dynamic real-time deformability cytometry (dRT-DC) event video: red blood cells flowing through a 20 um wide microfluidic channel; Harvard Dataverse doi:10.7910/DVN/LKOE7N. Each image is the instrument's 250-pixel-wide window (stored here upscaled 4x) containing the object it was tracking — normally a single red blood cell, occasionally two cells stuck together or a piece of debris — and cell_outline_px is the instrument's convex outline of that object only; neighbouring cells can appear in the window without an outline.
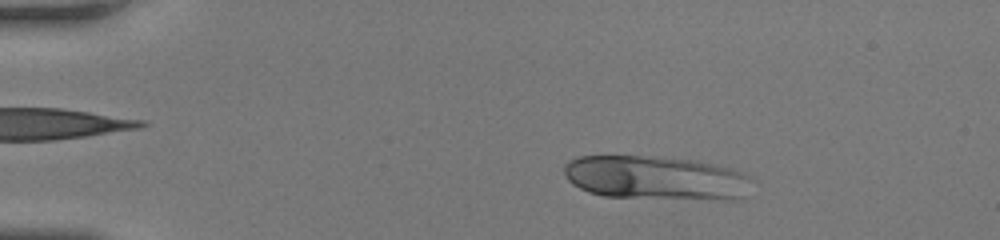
{"species": "human", "species_latin": "Homo sapiens", "temperature_condition": "room temperature", "stored_images_in_passage": 48, "camera_frame_rate_fps": 3000, "um_per_image_px": 0.085, "donor": {"sex": "female"}, "frame": {"image": 1, "passage_image": 8, "time_ms": 2.333, "image_size_px": [1000, 240], "cell_outline_px": [[752, 180], [740, 200], [724, 200], [604, 196], [588, 192], [572, 184], [564, 176], [564, 164], [568, 160], [580, 156], [652, 156], [692, 160], [732, 168], [744, 172], [752, 176]], "centroid_in_image_um": [55.75, 15.12], "position_along_channel_um": 29.2, "area_um2": 48.44}}
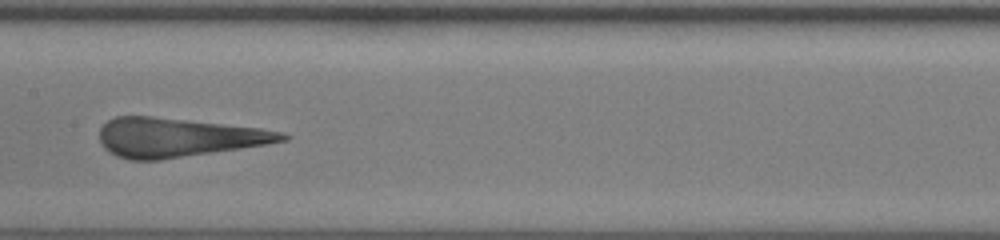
{"frame": {"image": 2, "passage_image": 25, "time_ms": 8.0, "image_size_px": [1000, 240], "cell_outline_px": [[292, 136], [288, 140], [240, 148], [160, 160], [128, 160], [116, 156], [108, 152], [104, 148], [100, 140], [100, 128], [108, 120], [116, 116], [152, 116], [260, 128], [280, 132]], "centroid_in_image_um": [15.08, 11.68], "position_along_channel_um": 192.3, "area_um2": 41.27}}
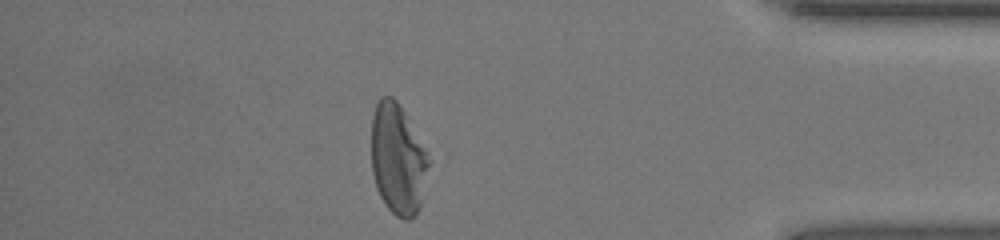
{"frame": {"image": 3, "passage_image": 42, "time_ms": 13.667, "image_size_px": [1000, 240], "cell_outline_px": [[432, 160], [420, 208], [408, 220], [404, 220], [396, 216], [388, 208], [380, 196], [376, 188], [372, 172], [372, 116], [376, 104], [380, 96], [392, 96], [396, 100], [404, 112]], "centroid_in_image_um": [33.84, 13.55], "position_along_channel_um": 401.4, "area_um2": 37.28}, "authors_computed_cell_mechanics": {"area_um2": 42.4541, "velocity_mm_per_s": 4.2426, "shape_relaxation_time_tau1_ms": 7.6878, "shape_relaxation_time_tau2_ms": null, "deformation_change_tau1": 0.2651, "deformation_change_tau2": null}}